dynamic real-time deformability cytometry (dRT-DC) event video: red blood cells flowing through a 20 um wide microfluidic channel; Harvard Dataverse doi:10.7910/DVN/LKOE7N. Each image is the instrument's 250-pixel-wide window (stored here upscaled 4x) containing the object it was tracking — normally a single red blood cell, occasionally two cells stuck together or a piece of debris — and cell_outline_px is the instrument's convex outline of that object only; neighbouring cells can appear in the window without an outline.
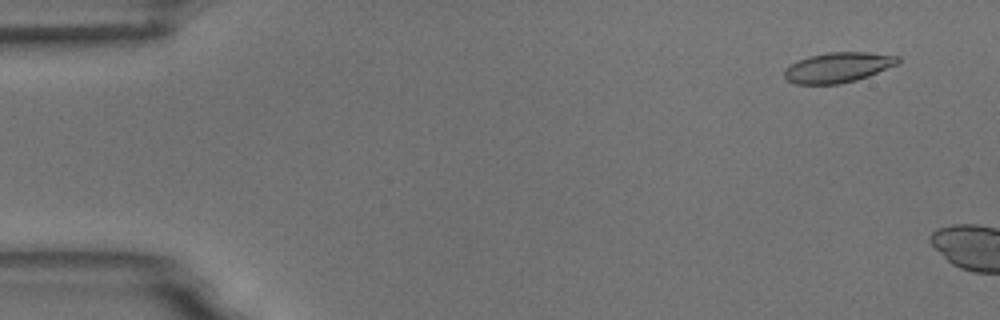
{"species": "common noctule bat (a hibernating species)", "species_latin": "Nyctalus noctula", "temperature_condition": "room temperature", "stored_images_in_passage": 3, "camera_frame_rate_fps": 3000, "um_per_image_px": 0.085, "animal": {"sex": "male", "body_mass_g": 18.8}, "frame": {"image": 1, "passage_image": 2, "time_ms": 1.0, "image_size_px": [1000, 320], "cell_outline_px": [[900, 60], [896, 64], [868, 76], [856, 80], [840, 84], [796, 84], [788, 80], [784, 76], [784, 68], [788, 64], [808, 56], [828, 52], [868, 52], [900, 56]], "centroid_in_image_um": [71.19, 5.72], "position_along_channel_um": 13.8, "area_um2": 20.0}}